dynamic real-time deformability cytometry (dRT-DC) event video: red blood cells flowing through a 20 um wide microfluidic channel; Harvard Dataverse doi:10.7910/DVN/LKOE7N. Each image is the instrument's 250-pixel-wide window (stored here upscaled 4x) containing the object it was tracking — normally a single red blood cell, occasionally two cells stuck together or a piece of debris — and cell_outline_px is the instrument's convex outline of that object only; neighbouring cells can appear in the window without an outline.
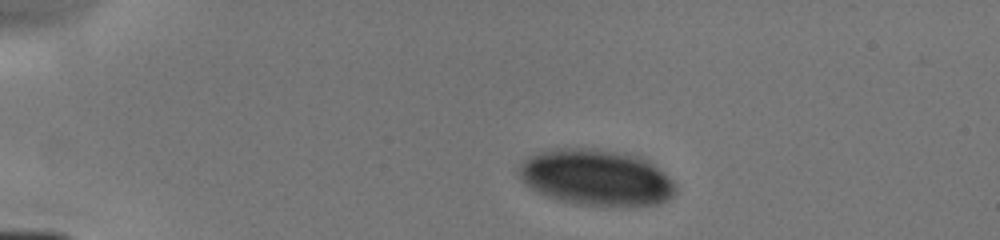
{"species": "human", "species_latin": "Homo sapiens", "temperature_condition": "cold", "stored_images_in_passage": 3, "camera_frame_rate_fps": 3000, "um_per_image_px": 0.085, "donor": {"sex": "male"}, "frame": {"image": 1, "passage_image": 1, "time_ms": 0.0, "image_size_px": [1000, 240], "cell_outline_px": [[676, 192], [668, 200], [656, 204], [580, 204], [560, 200], [548, 196], [532, 188], [516, 176], [516, 168], [524, 156], [536, 152], [552, 148], [596, 148], [640, 156], [648, 160], [664, 172], [672, 180], [676, 188]], "centroid_in_image_um": [50.6, 15.03], "position_along_channel_um": 34.4, "area_um2": 51.21}}